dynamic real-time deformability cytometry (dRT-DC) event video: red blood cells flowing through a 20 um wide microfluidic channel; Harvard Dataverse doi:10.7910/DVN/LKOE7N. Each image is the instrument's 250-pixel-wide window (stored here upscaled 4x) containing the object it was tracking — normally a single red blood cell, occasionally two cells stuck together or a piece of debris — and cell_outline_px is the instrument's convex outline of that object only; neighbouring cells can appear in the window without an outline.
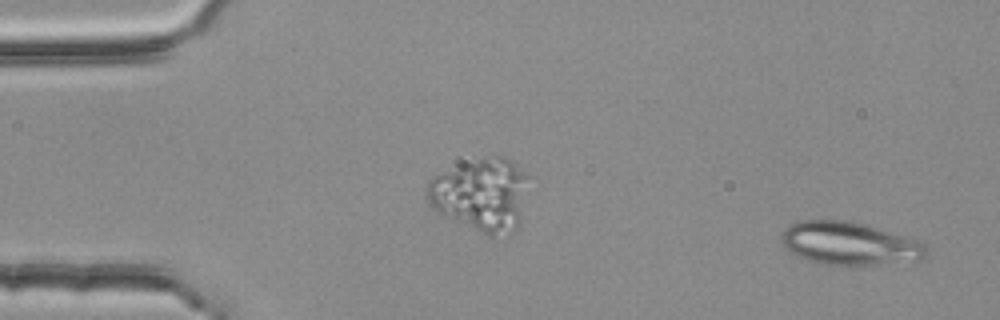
{"species": "common noctule bat (a hibernating species)", "species_latin": "Nyctalus noctula", "temperature_condition": "room temperature", "stored_images_in_passage": 4, "segment_of_instrument_passage": [2, 2], "camera_frame_rate_fps": 3000, "um_per_image_px": 0.085, "animal": {"sex": "female", "body_mass_g": 25.1}, "frame": {"image": 1, "passage_image": 4, "time_ms": 1.0, "image_size_px": [1000, 320], "cell_outline_px": [[928, 256], [920, 260], [876, 264], [824, 264], [808, 260], [796, 256], [784, 248], [780, 240], [780, 232], [784, 228], [800, 220], [844, 220], [876, 228], [904, 236], [916, 240], [924, 244], [928, 248]], "centroid_in_image_um": [72.15, 20.7], "position_along_channel_um": 12.9, "area_um2": 36.01}}